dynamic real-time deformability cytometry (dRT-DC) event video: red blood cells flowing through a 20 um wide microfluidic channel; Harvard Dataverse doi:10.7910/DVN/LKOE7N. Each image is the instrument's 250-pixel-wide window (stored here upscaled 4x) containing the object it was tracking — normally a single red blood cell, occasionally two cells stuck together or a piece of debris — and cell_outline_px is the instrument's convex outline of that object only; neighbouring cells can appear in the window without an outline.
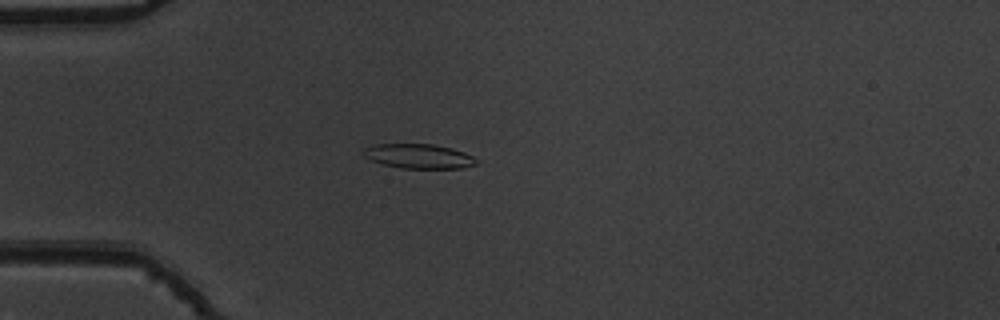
{"species": "common noctule bat (a hibernating species)", "species_latin": "Nyctalus noctula", "temperature_condition": "warm", "stored_images_in_passage": 42, "camera_frame_rate_fps": 3000, "um_per_image_px": 0.085, "animal": {"sex": "male", "body_mass_g": 19.5, "forearm_length_mm": 54.6}, "frame": {"image": 1, "passage_image": 4, "time_ms": 1.0, "image_size_px": [1000, 320], "cell_outline_px": [[480, 160], [476, 164], [464, 168], [400, 168], [384, 164], [372, 160], [364, 156], [360, 152], [360, 148], [372, 144], [432, 144], [452, 148], [464, 152]], "centroid_in_image_um": [35.56, 13.27], "position_along_channel_um": 49.4, "area_um2": 16.36}}
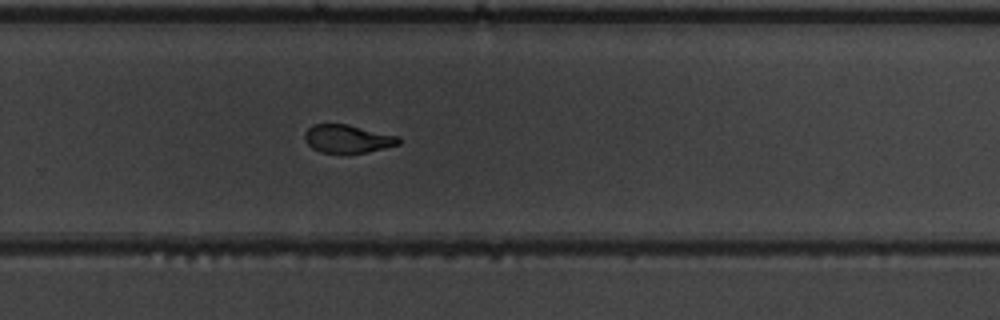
{"frame": {"image": 2, "passage_image": 25, "time_ms": 8.0, "image_size_px": [1000, 320], "cell_outline_px": [[400, 144], [384, 148], [364, 152], [320, 152], [312, 148], [304, 140], [304, 132], [312, 124], [348, 124], [400, 136]], "centroid_in_image_um": [29.54, 11.77], "position_along_channel_um": 300.3, "area_um2": 15.37}}
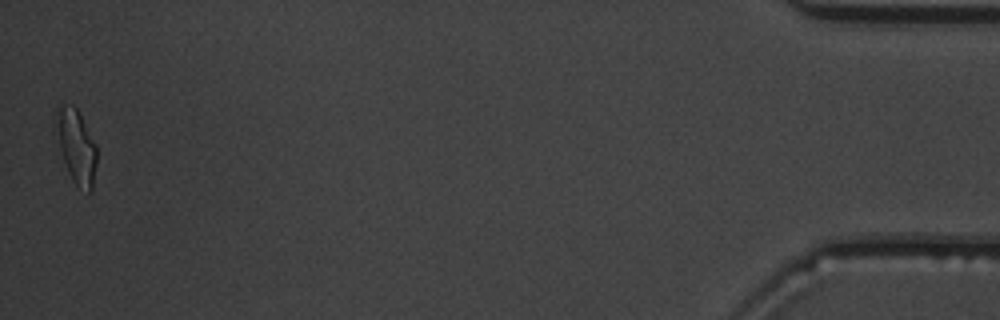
{"frame": {"image": 3, "passage_image": 42, "time_ms": 13.667, "image_size_px": [1000, 320], "cell_outline_px": [[96, 164], [92, 192], [88, 192], [76, 188], [68, 172], [52, 128], [56, 108], [60, 104], [72, 104], [76, 108], [96, 144]], "centroid_in_image_um": [6.43, 12.43], "position_along_channel_um": 428.8, "area_um2": 18.15}, "authors_computed_cell_mechanics": {"area_um2": 16.8487, "velocity_mm_per_s": 3.8077, "shape_relaxation_time_tau1_ms": 5.6327, "shape_relaxation_time_tau2_ms": 2.2913, "deformation_change_tau1": 0.1917, "deformation_change_tau2": 0.093}}